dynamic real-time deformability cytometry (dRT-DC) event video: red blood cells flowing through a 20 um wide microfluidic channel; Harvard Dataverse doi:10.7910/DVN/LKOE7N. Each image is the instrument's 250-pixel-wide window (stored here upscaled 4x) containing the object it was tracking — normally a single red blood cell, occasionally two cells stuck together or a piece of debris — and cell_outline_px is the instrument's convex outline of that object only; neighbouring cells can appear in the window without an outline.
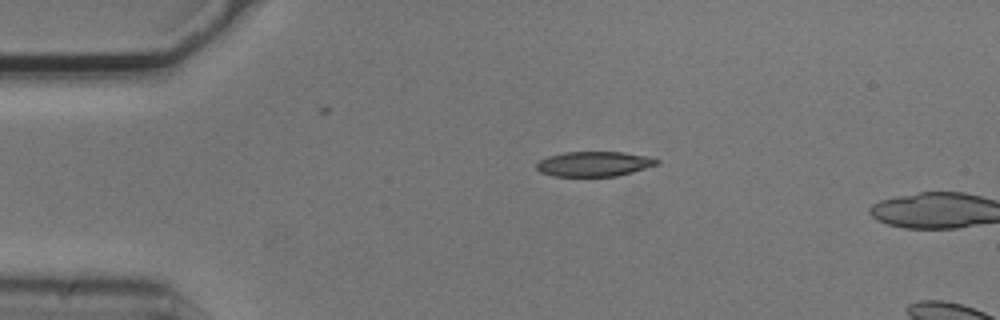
{"species": "common noctule bat (a hibernating species)", "species_latin": "Nyctalus noctula", "temperature_condition": "cold", "stored_images_in_passage": 2, "camera_frame_rate_fps": 3000, "um_per_image_px": 0.085, "animal": {"sex": "male", "body_mass_g": 20.5, "forearm_length_mm": 52.5}, "frame": {"image": 1, "passage_image": 1, "time_ms": 0.0, "image_size_px": [1000, 320], "cell_outline_px": [[660, 164], [632, 172], [616, 176], [552, 176], [540, 172], [536, 168], [536, 164], [540, 160], [548, 156], [564, 152], [624, 152], [644, 156], [660, 160]], "centroid_in_image_um": [50.48, 13.93], "position_along_channel_um": 34.5, "area_um2": 17.46}}